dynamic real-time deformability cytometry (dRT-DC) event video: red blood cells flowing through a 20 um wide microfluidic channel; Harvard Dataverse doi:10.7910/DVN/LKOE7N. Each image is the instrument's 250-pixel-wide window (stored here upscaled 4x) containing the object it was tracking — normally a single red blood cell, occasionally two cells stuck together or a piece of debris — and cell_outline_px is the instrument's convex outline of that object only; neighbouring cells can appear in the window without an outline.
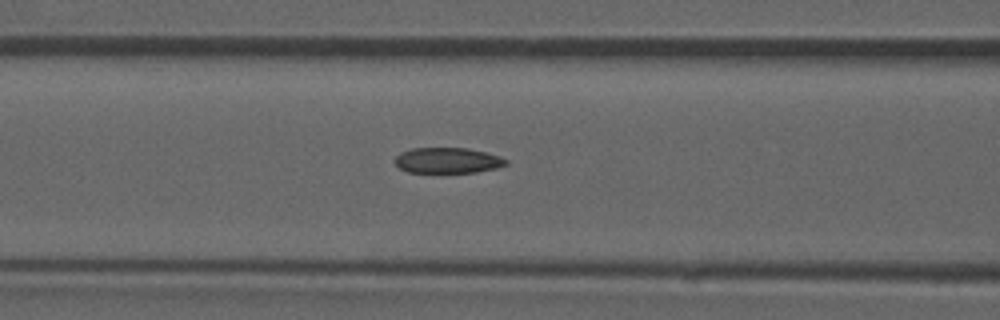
{"species": "common noctule bat (a hibernating species)", "species_latin": "Nyctalus noctula", "temperature_condition": "room temperature", "stored_images_in_passage": 46, "camera_frame_rate_fps": 3000, "um_per_image_px": 0.085, "animal": {"sex": "male", "forearm_length_mm": 52.5}, "frame": {"image": 1, "passage_image": 20, "time_ms": 6.333, "image_size_px": [1000, 320], "cell_outline_px": [[508, 164], [496, 168], [476, 172], [408, 172], [400, 168], [396, 164], [396, 156], [400, 152], [412, 148], [468, 148], [500, 156], [508, 160]], "centroid_in_image_um": [38.06, 13.63], "position_along_channel_um": 128.5, "area_um2": 16.47}}